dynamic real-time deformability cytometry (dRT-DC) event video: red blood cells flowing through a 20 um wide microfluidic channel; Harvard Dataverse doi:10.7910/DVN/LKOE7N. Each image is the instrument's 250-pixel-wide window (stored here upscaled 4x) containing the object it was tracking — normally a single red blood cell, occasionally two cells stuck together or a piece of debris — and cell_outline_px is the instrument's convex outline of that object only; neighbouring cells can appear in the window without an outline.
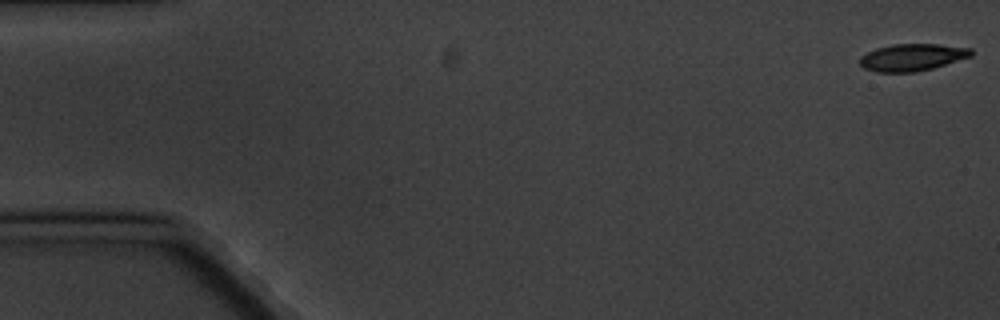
{"species": "common noctule bat (a hibernating species)", "species_latin": "Nyctalus noctula", "temperature_condition": "cold", "stored_images_in_passage": 6, "segment_of_instrument_passage": [1, 2], "camera_frame_rate_fps": 3000, "um_per_image_px": 0.085, "animal": {"sex": "male", "body_mass_g": 20.1, "forearm_length_mm": 53.5}, "frame": {"image": 1, "passage_image": 1, "time_ms": 0.0, "image_size_px": [1000, 320], "cell_outline_px": [[972, 56], [932, 68], [916, 72], [876, 72], [864, 68], [860, 64], [860, 56], [876, 48], [892, 44], [940, 44], [972, 48]], "centroid_in_image_um": [77.53, 4.86], "position_along_channel_um": 7.5, "area_um2": 17.57}}
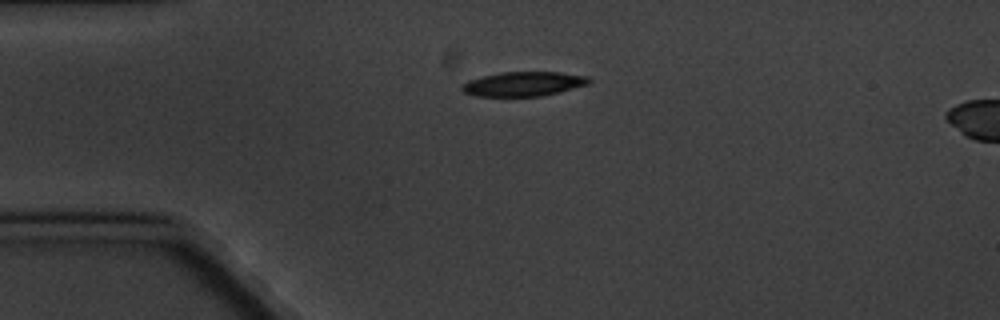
{"frame": {"image": 2, "passage_image": 4, "time_ms": 4.333, "image_size_px": [1000, 320], "cell_outline_px": [[592, 80], [588, 84], [540, 96], [476, 96], [464, 92], [460, 88], [468, 80], [500, 72], [560, 72], [588, 76]], "centroid_in_image_um": [44.49, 7.12], "position_along_channel_um": 40.5, "area_um2": 17.86}}